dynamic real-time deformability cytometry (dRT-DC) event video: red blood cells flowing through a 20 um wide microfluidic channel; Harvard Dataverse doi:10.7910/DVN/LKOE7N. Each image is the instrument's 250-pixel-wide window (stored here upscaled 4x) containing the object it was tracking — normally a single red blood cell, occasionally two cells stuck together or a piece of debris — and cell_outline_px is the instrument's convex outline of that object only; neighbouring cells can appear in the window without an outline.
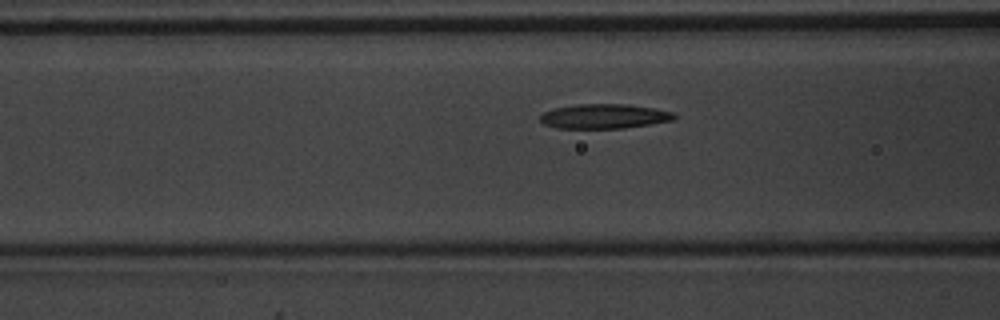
{"species": "common noctule bat (a hibernating species)", "species_latin": "Nyctalus noctula", "temperature_condition": "warm", "stored_images_in_passage": 7, "camera_frame_rate_fps": 3000, "um_per_image_px": 0.085, "animal": {"sex": "male", "body_mass_g": 20.1, "forearm_length_mm": 53.5}, "frame": {"image": 1, "passage_image": 7, "time_ms": 2.0, "image_size_px": [1000, 320], "cell_outline_px": [[676, 120], [624, 128], [556, 128], [544, 124], [540, 120], [540, 116], [544, 112], [556, 108], [576, 104], [628, 104], [656, 108], [672, 112], [676, 116]], "centroid_in_image_um": [51.39, 9.88], "position_along_channel_um": 115.2, "area_um2": 19.25}}